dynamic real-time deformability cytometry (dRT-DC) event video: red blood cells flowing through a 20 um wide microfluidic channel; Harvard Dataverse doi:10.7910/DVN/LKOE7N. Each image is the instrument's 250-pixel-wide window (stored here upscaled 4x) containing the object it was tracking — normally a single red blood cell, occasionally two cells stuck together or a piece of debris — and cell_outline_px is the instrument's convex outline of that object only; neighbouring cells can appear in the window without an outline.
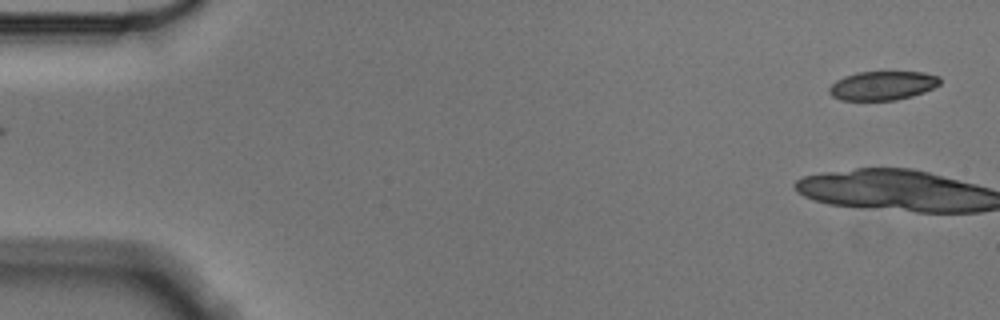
{"species": "Egyptian fruit bat (a non-hibernating species)", "species_latin": "Rousettus aegyptiacus", "temperature_condition": "cold", "stored_images_in_passage": 17, "camera_frame_rate_fps": 3000, "um_per_image_px": 0.085, "animal": {"sex": "male"}, "frame": {"image": 1, "passage_image": 1, "time_ms": 0.0, "image_size_px": [1000, 320], "cell_outline_px": [[940, 84], [924, 92], [912, 96], [896, 100], [840, 100], [832, 96], [828, 92], [828, 88], [836, 80], [844, 76], [856, 72], [924, 72], [940, 76]], "centroid_in_image_um": [75.01, 7.27], "position_along_channel_um": 10.0, "area_um2": 18.79}}